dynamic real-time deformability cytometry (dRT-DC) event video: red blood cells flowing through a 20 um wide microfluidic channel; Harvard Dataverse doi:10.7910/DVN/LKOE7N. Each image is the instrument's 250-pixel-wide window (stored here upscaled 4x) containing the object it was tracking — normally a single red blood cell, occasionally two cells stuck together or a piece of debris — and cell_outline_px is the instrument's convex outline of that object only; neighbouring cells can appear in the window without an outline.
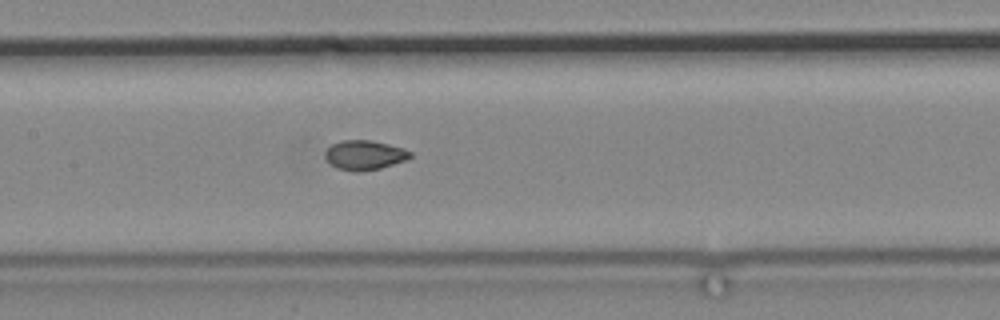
{"species": "common noctule bat (a hibernating species)", "species_latin": "Nyctalus noctula", "temperature_condition": "cold", "stored_images_in_passage": 10, "camera_frame_rate_fps": 3000, "um_per_image_px": 0.085, "animal": {"sex": "male", "body_mass_g": 19.2, "forearm_length_mm": 51.8}, "frame": {"image": 1, "passage_image": 10, "time_ms": 13.333, "image_size_px": [1000, 320], "cell_outline_px": [[412, 156], [408, 160], [380, 168], [360, 172], [356, 172], [336, 168], [324, 156], [324, 152], [332, 144], [340, 140], [372, 140], [404, 148], [412, 152]], "centroid_in_image_um": [31.01, 13.18], "position_along_channel_um": 176.4, "area_um2": 14.8}}